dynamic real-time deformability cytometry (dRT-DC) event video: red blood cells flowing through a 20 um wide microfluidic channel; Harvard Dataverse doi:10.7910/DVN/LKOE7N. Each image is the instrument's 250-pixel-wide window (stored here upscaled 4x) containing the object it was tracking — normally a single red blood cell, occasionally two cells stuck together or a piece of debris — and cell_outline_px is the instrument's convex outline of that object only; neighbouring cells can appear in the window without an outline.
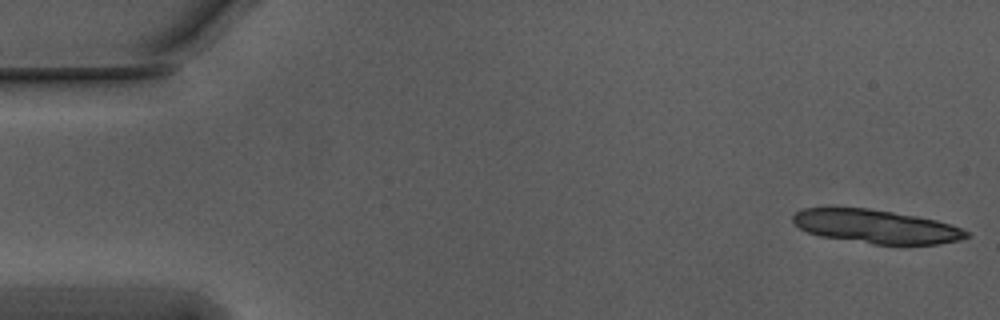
{"species": "Egyptian fruit bat (a non-hibernating species)", "species_latin": "Rousettus aegyptiacus", "temperature_condition": "warm", "stored_images_in_passage": 14, "camera_frame_rate_fps": 3000, "um_per_image_px": 0.085, "animal": {"sex": "male"}, "frame": {"image": 1, "passage_image": 1, "time_ms": 0.0, "image_size_px": [1000, 320], "cell_outline_px": [[972, 236], [960, 240], [940, 244], [872, 244], [820, 236], [808, 232], [800, 228], [792, 220], [792, 216], [796, 212], [804, 208], [868, 208], [916, 216], [936, 220], [960, 228], [968, 232]], "centroid_in_image_um": [74.48, 19.26], "position_along_channel_um": 10.5, "area_um2": 33.76}}